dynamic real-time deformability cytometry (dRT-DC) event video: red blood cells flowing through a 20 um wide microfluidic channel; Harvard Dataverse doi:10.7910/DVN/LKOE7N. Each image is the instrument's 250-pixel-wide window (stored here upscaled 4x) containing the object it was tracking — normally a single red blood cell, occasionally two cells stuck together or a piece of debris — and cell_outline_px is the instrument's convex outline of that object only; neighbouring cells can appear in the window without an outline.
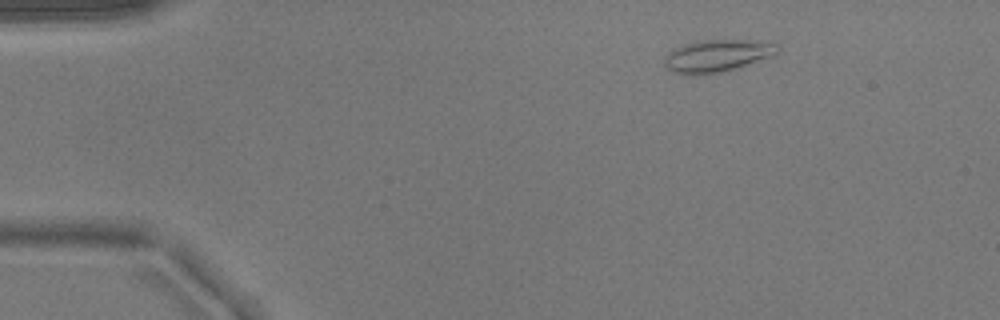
{"species": "common noctule bat (a hibernating species)", "species_latin": "Nyctalus noctula", "temperature_condition": "warm", "stored_images_in_passage": 33, "camera_frame_rate_fps": 3000, "um_per_image_px": 0.085, "animal": {"sex": "male", "body_mass_g": 17.9}, "frame": {"image": 1, "passage_image": 3, "time_ms": 0.667, "image_size_px": [1000, 320], "cell_outline_px": [[780, 48], [776, 52], [768, 56], [736, 68], [720, 72], [672, 72], [664, 64], [664, 56], [672, 48], [696, 40], [756, 40], [776, 44]], "centroid_in_image_um": [60.91, 4.68], "position_along_channel_um": 24.1, "area_um2": 20.52}}
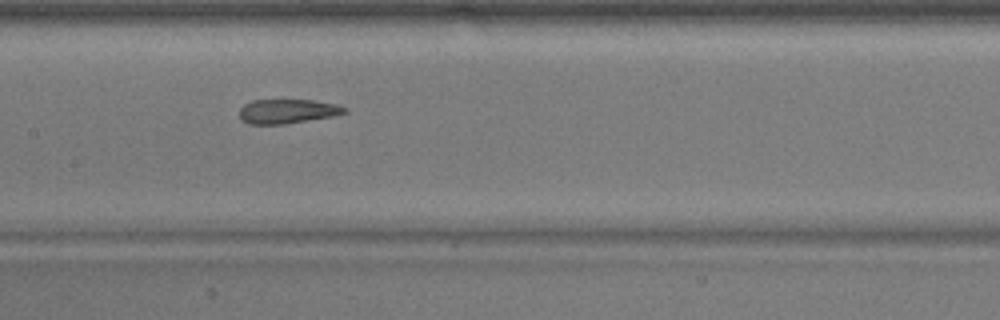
{"frame": {"image": 2, "passage_image": 21, "time_ms": 6.667, "image_size_px": [1000, 320], "cell_outline_px": [[348, 112], [332, 116], [284, 124], [248, 124], [240, 120], [240, 108], [244, 104], [252, 100], [316, 100], [336, 104], [348, 108]], "centroid_in_image_um": [24.43, 9.45], "position_along_channel_um": 183.0, "area_um2": 14.97}}
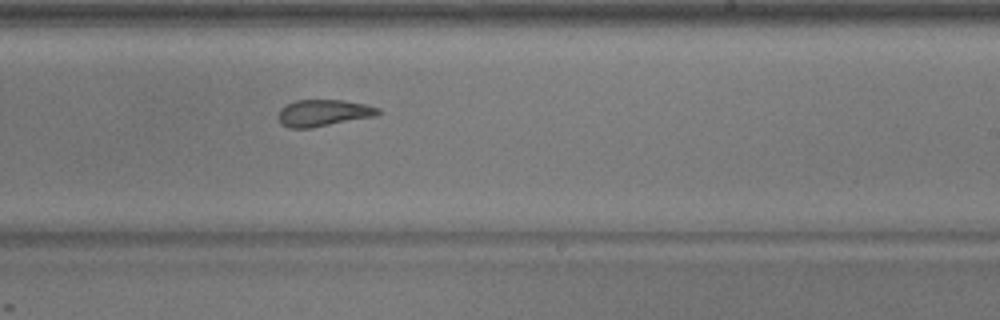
{"frame": {"image": 3, "passage_image": 27, "time_ms": 8.667, "image_size_px": [1000, 320], "cell_outline_px": [[380, 112], [376, 116], [312, 128], [288, 128], [280, 124], [276, 116], [280, 108], [296, 100], [344, 100], [364, 104], [380, 108]], "centroid_in_image_um": [27.45, 9.61], "position_along_channel_um": 261.6, "area_um2": 15.72}}